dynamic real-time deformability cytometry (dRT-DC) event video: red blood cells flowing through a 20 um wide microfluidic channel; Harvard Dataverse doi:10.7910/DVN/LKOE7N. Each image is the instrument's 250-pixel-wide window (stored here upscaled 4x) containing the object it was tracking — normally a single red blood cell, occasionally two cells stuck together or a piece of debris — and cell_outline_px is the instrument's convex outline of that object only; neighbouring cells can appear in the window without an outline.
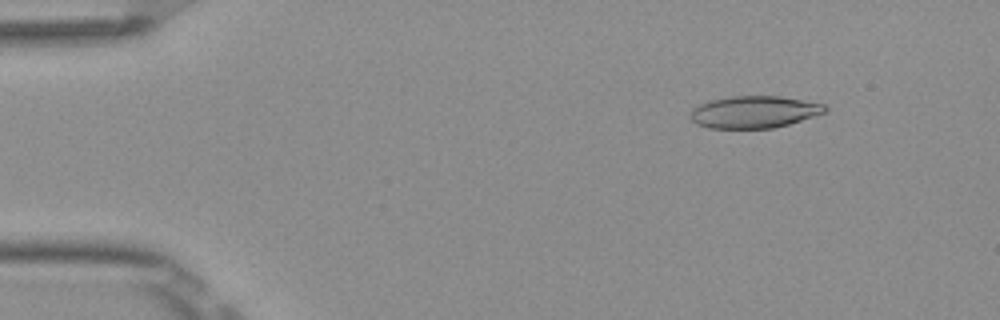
{"species": "Egyptian fruit bat (a non-hibernating species)", "species_latin": "Rousettus aegyptiacus", "temperature_condition": "room temperature", "stored_images_in_passage": 49, "camera_frame_rate_fps": 3000, "um_per_image_px": 0.085, "frame": {"image": 1, "passage_image": 3, "time_ms": 0.667, "image_size_px": [1000, 320], "cell_outline_px": [[828, 112], [788, 124], [772, 128], [708, 128], [696, 124], [688, 116], [692, 108], [700, 104], [712, 100], [732, 96], [780, 96], [824, 104], [828, 108]], "centroid_in_image_um": [64.09, 9.52], "position_along_channel_um": 20.9, "area_um2": 25.2}}
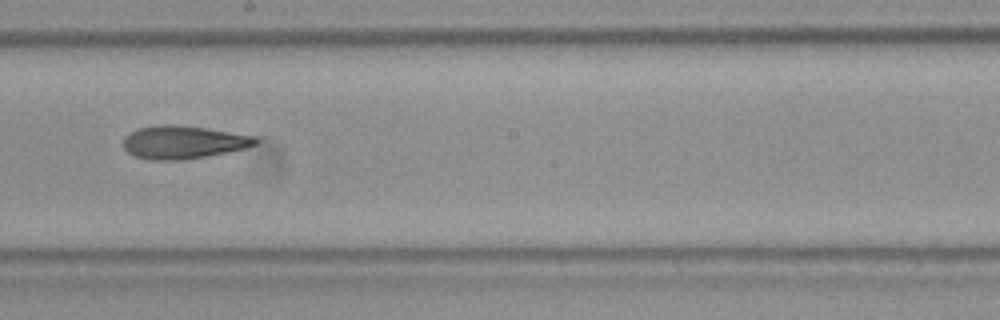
{"frame": {"image": 2, "passage_image": 26, "time_ms": 8.333, "image_size_px": [1000, 320], "cell_outline_px": [[260, 140], [256, 144], [244, 148], [228, 152], [184, 160], [148, 160], [132, 156], [124, 148], [124, 136], [140, 128], [156, 124], [176, 124], [204, 128], [256, 136]], "centroid_in_image_um": [15.56, 12.09], "position_along_channel_um": 232.6, "area_um2": 25.55}}
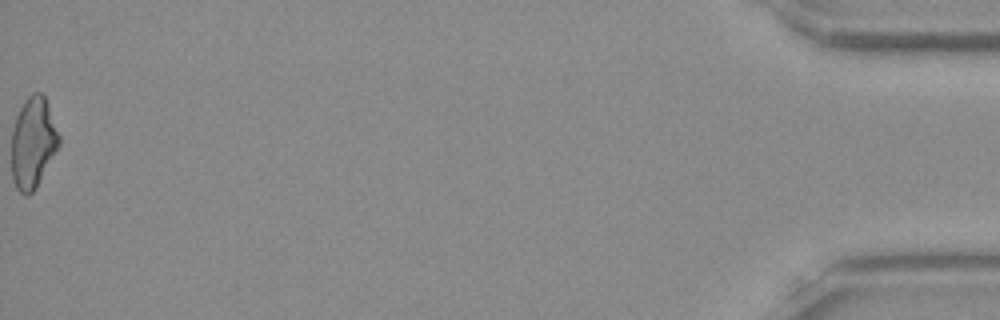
{"frame": {"image": 3, "passage_image": 49, "time_ms": 16.0, "image_size_px": [1000, 320], "cell_outline_px": [[60, 144], [36, 188], [28, 196], [20, 192], [16, 188], [12, 180], [12, 128], [16, 116], [24, 100], [32, 92], [40, 92], [44, 96], [60, 136]], "centroid_in_image_um": [2.79, 12.14], "position_along_channel_um": 432.4, "area_um2": 25.14}, "authors_computed_cell_mechanics": {"area_um2": 25.432, "velocity_mm_per_s": 3.9065, "shape_relaxation_time_tau1_ms": null, "shape_relaxation_time_tau2_ms": 5.1943, "deformation_change_tau1": null, "deformation_change_tau2": 0.1587}}